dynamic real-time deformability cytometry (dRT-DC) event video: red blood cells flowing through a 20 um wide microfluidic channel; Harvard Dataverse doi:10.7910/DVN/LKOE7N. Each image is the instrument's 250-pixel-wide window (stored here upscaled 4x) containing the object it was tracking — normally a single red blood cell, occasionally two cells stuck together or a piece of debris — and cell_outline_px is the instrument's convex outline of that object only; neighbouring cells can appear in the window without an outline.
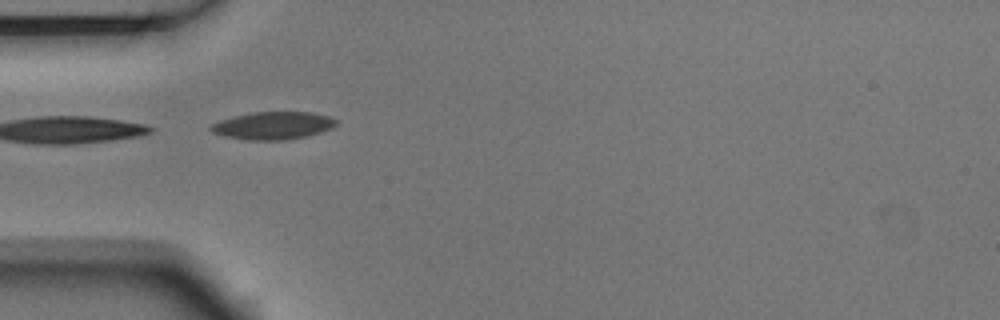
{"species": "Egyptian fruit bat (a non-hibernating species)", "species_latin": "Rousettus aegyptiacus", "temperature_condition": "room temperature", "stored_images_in_passage": 9, "segment_of_instrument_passage": [2, 2], "camera_frame_rate_fps": 3000, "um_per_image_px": 0.085, "animal": {"sex": "male"}, "frame": {"image": 1, "passage_image": 3, "time_ms": 0.667, "image_size_px": [1000, 320], "cell_outline_px": [[336, 124], [332, 128], [308, 136], [284, 140], [248, 140], [224, 136], [212, 132], [208, 128], [212, 124], [220, 120], [252, 112], [312, 112], [328, 116], [336, 120]], "centroid_in_image_um": [23.2, 10.68], "position_along_channel_um": 61.8, "area_um2": 20.11}}
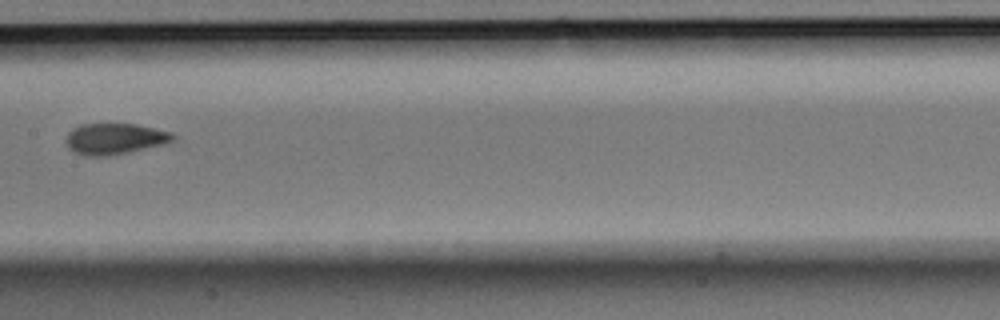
{"frame": {"image": 2, "passage_image": 6, "time_ms": 1.667, "image_size_px": [1000, 320], "cell_outline_px": [[176, 136], [172, 140], [164, 144], [128, 152], [108, 156], [84, 156], [68, 148], [68, 132], [72, 128], [80, 124], [136, 124], [172, 132]], "centroid_in_image_um": [9.76, 11.79], "position_along_channel_um": 197.6, "area_um2": 19.19}}
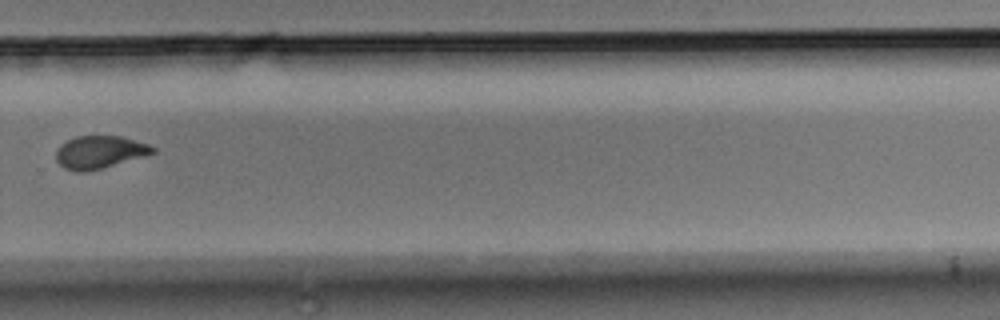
{"frame": {"image": 3, "passage_image": 9, "time_ms": 2.667, "image_size_px": [1000, 320], "cell_outline_px": [[156, 152], [100, 168], [84, 172], [76, 172], [64, 168], [56, 160], [56, 148], [60, 144], [76, 136], [120, 136], [148, 144], [156, 148]], "centroid_in_image_um": [8.42, 12.92], "position_along_channel_um": 321.4, "area_um2": 18.15}}